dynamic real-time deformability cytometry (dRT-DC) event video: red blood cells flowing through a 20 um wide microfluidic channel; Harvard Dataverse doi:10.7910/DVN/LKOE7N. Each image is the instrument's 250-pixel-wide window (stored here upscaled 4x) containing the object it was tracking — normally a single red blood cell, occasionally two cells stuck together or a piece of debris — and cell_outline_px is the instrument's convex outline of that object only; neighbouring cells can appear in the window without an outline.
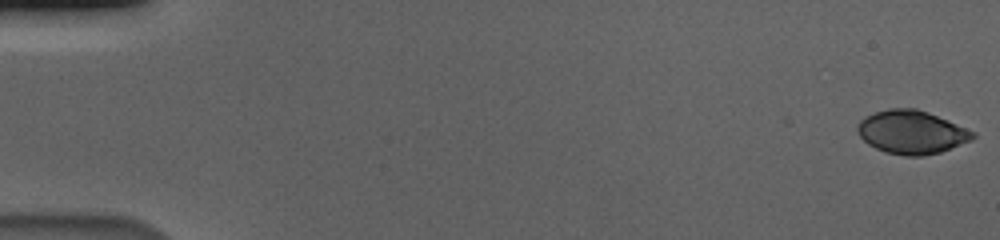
{"species": "human", "species_latin": "Homo sapiens", "temperature_condition": "cold", "stored_images_in_passage": 58, "camera_frame_rate_fps": 3000, "um_per_image_px": 0.085, "donor": {"sex": "male"}, "frame": {"image": 1, "passage_image": 1, "time_ms": 0.0, "image_size_px": [1000, 240], "cell_outline_px": [[976, 136], [972, 140], [940, 152], [924, 156], [904, 156], [884, 152], [868, 144], [860, 136], [856, 128], [860, 120], [876, 112], [888, 108], [916, 108], [928, 112], [976, 132]], "centroid_in_image_um": [77.49, 11.24], "position_along_channel_um": 7.5, "area_um2": 29.13}}
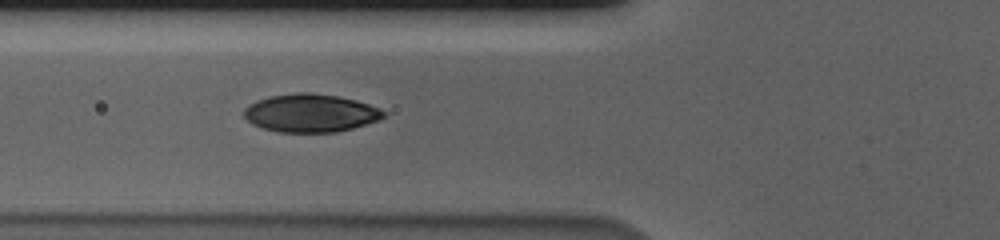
{"frame": {"image": 2, "passage_image": 23, "time_ms": 7.333, "image_size_px": [1000, 240], "cell_outline_px": [[388, 112], [380, 120], [352, 128], [336, 132], [280, 132], [264, 128], [252, 124], [244, 116], [244, 108], [256, 100], [272, 96], [296, 92], [312, 92], [340, 96], [356, 100], [380, 108]], "centroid_in_image_um": [26.43, 9.6], "position_along_channel_um": 99.4, "area_um2": 31.1}}
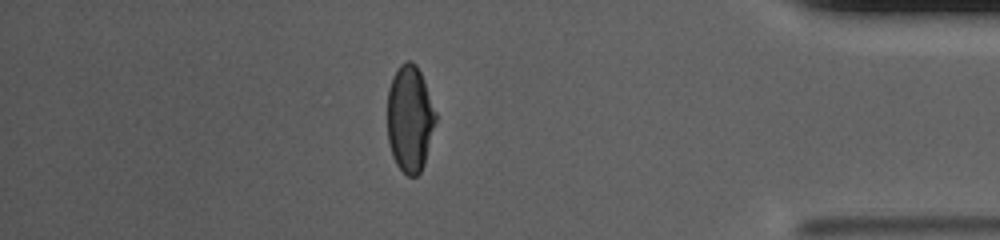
{"frame": {"image": 3, "passage_image": 51, "time_ms": 16.667, "image_size_px": [1000, 240], "cell_outline_px": [[436, 120], [424, 164], [420, 172], [416, 176], [408, 176], [396, 164], [392, 156], [388, 140], [388, 88], [392, 76], [400, 64], [408, 60], [412, 60], [416, 64], [424, 80], [436, 112]], "centroid_in_image_um": [34.83, 10.06], "position_along_channel_um": 400.4, "area_um2": 30.0}, "authors_computed_cell_mechanics": {"area_um2": 30.634, "velocity_mm_per_s": 3.5872, "shape_relaxation_time_tau1_ms": 3.7321, "shape_relaxation_time_tau2_ms": null, "deformation_change_tau1": 0.1909, "deformation_change_tau2": null}}